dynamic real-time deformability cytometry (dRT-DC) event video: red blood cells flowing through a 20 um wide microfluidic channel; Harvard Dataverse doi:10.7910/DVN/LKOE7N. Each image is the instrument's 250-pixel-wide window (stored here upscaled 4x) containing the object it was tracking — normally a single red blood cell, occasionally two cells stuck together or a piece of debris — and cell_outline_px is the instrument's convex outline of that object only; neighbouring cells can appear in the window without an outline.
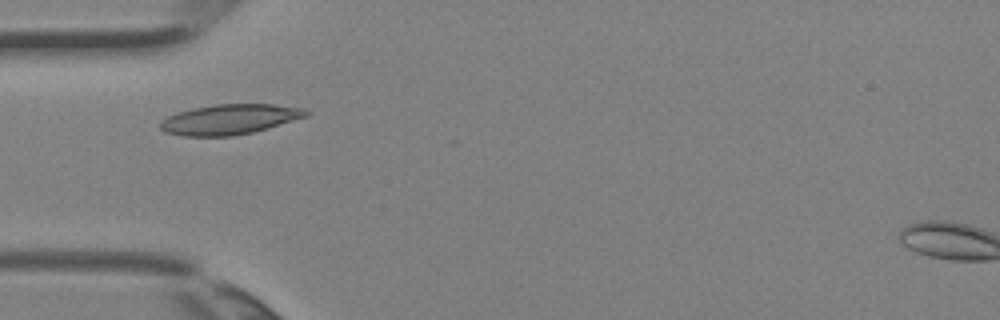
{"species": "Egyptian fruit bat (a non-hibernating species)", "species_latin": "Rousettus aegyptiacus", "temperature_condition": "room temperature", "stored_images_in_passage": 2, "camera_frame_rate_fps": 3000, "um_per_image_px": 0.085, "animal": {"sex": "female"}, "frame": {"image": 1, "passage_image": 2, "time_ms": 0.333, "image_size_px": [1000, 320], "cell_outline_px": [[312, 112], [308, 116], [268, 128], [252, 132], [232, 136], [184, 136], [164, 132], [160, 128], [160, 120], [176, 112], [216, 104], [272, 104], [304, 108]], "centroid_in_image_um": [19.53, 10.14], "position_along_channel_um": 65.5, "area_um2": 25.66}}